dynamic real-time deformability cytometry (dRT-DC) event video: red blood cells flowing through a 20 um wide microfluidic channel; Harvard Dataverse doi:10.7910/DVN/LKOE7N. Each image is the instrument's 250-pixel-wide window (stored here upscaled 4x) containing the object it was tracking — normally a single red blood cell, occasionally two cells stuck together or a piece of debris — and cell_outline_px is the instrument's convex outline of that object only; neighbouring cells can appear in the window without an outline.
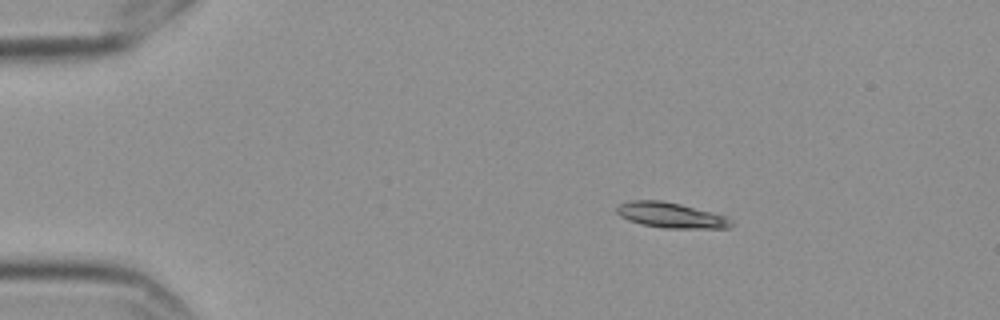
{"species": "Egyptian fruit bat (a non-hibernating species)", "species_latin": "Rousettus aegyptiacus", "temperature_condition": "cold", "stored_images_in_passage": 5, "camera_frame_rate_fps": 3000, "um_per_image_px": 0.085, "frame": {"image": 1, "passage_image": 2, "time_ms": 0.333, "image_size_px": [1000, 320], "cell_outline_px": [[732, 224], [728, 228], [664, 228], [640, 224], [628, 220], [620, 216], [616, 212], [616, 204], [632, 200], [660, 200], [680, 204], [728, 216], [732, 220]], "centroid_in_image_um": [57.0, 18.29], "position_along_channel_um": 28.0, "area_um2": 17.05}}
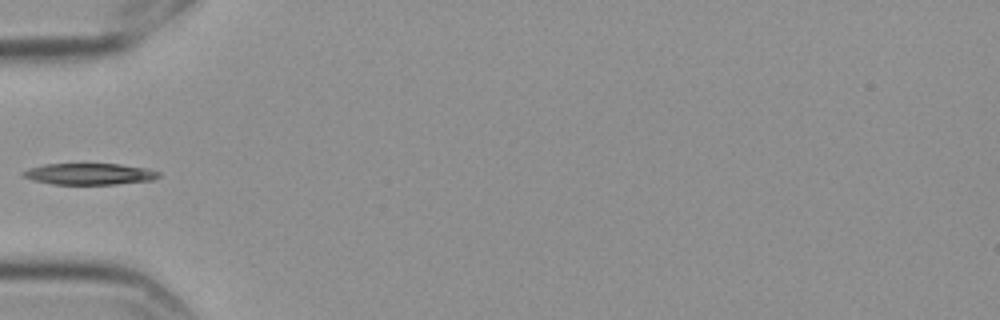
{"frame": {"image": 2, "passage_image": 5, "time_ms": 1.333, "image_size_px": [1000, 320], "cell_outline_px": [[160, 176], [152, 180], [116, 184], [52, 184], [32, 180], [24, 176], [20, 172], [28, 168], [44, 164], [120, 164], [148, 168], [160, 172]], "centroid_in_image_um": [7.6, 14.78], "position_along_channel_um": 77.4, "area_um2": 16.94}}